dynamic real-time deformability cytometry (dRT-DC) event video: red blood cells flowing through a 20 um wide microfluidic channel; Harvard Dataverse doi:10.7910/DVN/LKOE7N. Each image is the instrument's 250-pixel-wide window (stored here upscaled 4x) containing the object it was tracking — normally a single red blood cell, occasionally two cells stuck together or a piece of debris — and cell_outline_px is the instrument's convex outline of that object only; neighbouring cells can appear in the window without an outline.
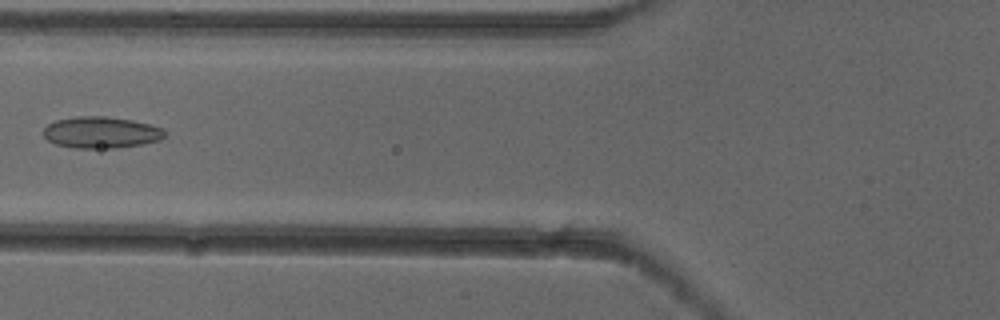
{"species": "common noctule bat (a hibernating species)", "species_latin": "Nyctalus noctula", "temperature_condition": "cold", "stored_images_in_passage": 5, "camera_frame_rate_fps": 3000, "um_per_image_px": 0.085, "animal": {"sex": "female"}, "frame": {"image": 1, "passage_image": 5, "time_ms": 1.333, "image_size_px": [1000, 320], "cell_outline_px": [[164, 136], [160, 140], [140, 144], [116, 148], [76, 148], [56, 144], [48, 140], [44, 136], [44, 128], [48, 124], [56, 120], [76, 116], [104, 116], [132, 120], [164, 128]], "centroid_in_image_um": [8.58, 11.25], "position_along_channel_um": 117.2, "area_um2": 22.14}}